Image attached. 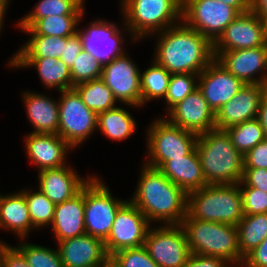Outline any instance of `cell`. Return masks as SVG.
I'll list each match as a JSON object with an SVG mask.
<instances>
[{
	"mask_svg": "<svg viewBox=\"0 0 267 267\" xmlns=\"http://www.w3.org/2000/svg\"><path fill=\"white\" fill-rule=\"evenodd\" d=\"M180 225L192 254L219 257L232 267L242 266L244 257L240 253L237 226L197 220L187 215Z\"/></svg>",
	"mask_w": 267,
	"mask_h": 267,
	"instance_id": "cell-4",
	"label": "cell"
},
{
	"mask_svg": "<svg viewBox=\"0 0 267 267\" xmlns=\"http://www.w3.org/2000/svg\"><path fill=\"white\" fill-rule=\"evenodd\" d=\"M0 267H31L24 254L16 247L0 242Z\"/></svg>",
	"mask_w": 267,
	"mask_h": 267,
	"instance_id": "cell-42",
	"label": "cell"
},
{
	"mask_svg": "<svg viewBox=\"0 0 267 267\" xmlns=\"http://www.w3.org/2000/svg\"><path fill=\"white\" fill-rule=\"evenodd\" d=\"M0 194V229L13 231L20 240L27 238L33 227L25 195L21 191Z\"/></svg>",
	"mask_w": 267,
	"mask_h": 267,
	"instance_id": "cell-27",
	"label": "cell"
},
{
	"mask_svg": "<svg viewBox=\"0 0 267 267\" xmlns=\"http://www.w3.org/2000/svg\"><path fill=\"white\" fill-rule=\"evenodd\" d=\"M236 226L240 253L245 257L267 237V213L244 215Z\"/></svg>",
	"mask_w": 267,
	"mask_h": 267,
	"instance_id": "cell-32",
	"label": "cell"
},
{
	"mask_svg": "<svg viewBox=\"0 0 267 267\" xmlns=\"http://www.w3.org/2000/svg\"><path fill=\"white\" fill-rule=\"evenodd\" d=\"M10 0H0V5H8Z\"/></svg>",
	"mask_w": 267,
	"mask_h": 267,
	"instance_id": "cell-54",
	"label": "cell"
},
{
	"mask_svg": "<svg viewBox=\"0 0 267 267\" xmlns=\"http://www.w3.org/2000/svg\"><path fill=\"white\" fill-rule=\"evenodd\" d=\"M151 226L146 216L128 200L116 213L110 233L104 240L108 256L122 249L143 246Z\"/></svg>",
	"mask_w": 267,
	"mask_h": 267,
	"instance_id": "cell-12",
	"label": "cell"
},
{
	"mask_svg": "<svg viewBox=\"0 0 267 267\" xmlns=\"http://www.w3.org/2000/svg\"><path fill=\"white\" fill-rule=\"evenodd\" d=\"M154 35V60L171 74H200L215 59L213 44L182 21Z\"/></svg>",
	"mask_w": 267,
	"mask_h": 267,
	"instance_id": "cell-1",
	"label": "cell"
},
{
	"mask_svg": "<svg viewBox=\"0 0 267 267\" xmlns=\"http://www.w3.org/2000/svg\"><path fill=\"white\" fill-rule=\"evenodd\" d=\"M266 93V85L245 84L216 113V129L225 130L244 121L256 119L260 101Z\"/></svg>",
	"mask_w": 267,
	"mask_h": 267,
	"instance_id": "cell-19",
	"label": "cell"
},
{
	"mask_svg": "<svg viewBox=\"0 0 267 267\" xmlns=\"http://www.w3.org/2000/svg\"><path fill=\"white\" fill-rule=\"evenodd\" d=\"M20 244L16 247L24 254L31 267H63L58 248L54 250L25 241Z\"/></svg>",
	"mask_w": 267,
	"mask_h": 267,
	"instance_id": "cell-37",
	"label": "cell"
},
{
	"mask_svg": "<svg viewBox=\"0 0 267 267\" xmlns=\"http://www.w3.org/2000/svg\"><path fill=\"white\" fill-rule=\"evenodd\" d=\"M9 64L11 68L34 67L42 84L52 89L63 91L73 88L69 67L57 58H13Z\"/></svg>",
	"mask_w": 267,
	"mask_h": 267,
	"instance_id": "cell-26",
	"label": "cell"
},
{
	"mask_svg": "<svg viewBox=\"0 0 267 267\" xmlns=\"http://www.w3.org/2000/svg\"><path fill=\"white\" fill-rule=\"evenodd\" d=\"M94 267H115L112 259L109 257L107 260H105L103 263L96 265Z\"/></svg>",
	"mask_w": 267,
	"mask_h": 267,
	"instance_id": "cell-52",
	"label": "cell"
},
{
	"mask_svg": "<svg viewBox=\"0 0 267 267\" xmlns=\"http://www.w3.org/2000/svg\"><path fill=\"white\" fill-rule=\"evenodd\" d=\"M242 181L248 186L267 193V169L244 168Z\"/></svg>",
	"mask_w": 267,
	"mask_h": 267,
	"instance_id": "cell-45",
	"label": "cell"
},
{
	"mask_svg": "<svg viewBox=\"0 0 267 267\" xmlns=\"http://www.w3.org/2000/svg\"><path fill=\"white\" fill-rule=\"evenodd\" d=\"M186 215L236 226L244 217L239 184H208L187 193Z\"/></svg>",
	"mask_w": 267,
	"mask_h": 267,
	"instance_id": "cell-5",
	"label": "cell"
},
{
	"mask_svg": "<svg viewBox=\"0 0 267 267\" xmlns=\"http://www.w3.org/2000/svg\"><path fill=\"white\" fill-rule=\"evenodd\" d=\"M244 168L267 169V139H264L244 156Z\"/></svg>",
	"mask_w": 267,
	"mask_h": 267,
	"instance_id": "cell-43",
	"label": "cell"
},
{
	"mask_svg": "<svg viewBox=\"0 0 267 267\" xmlns=\"http://www.w3.org/2000/svg\"><path fill=\"white\" fill-rule=\"evenodd\" d=\"M238 184L244 215L267 213V193L258 188L248 187L242 180Z\"/></svg>",
	"mask_w": 267,
	"mask_h": 267,
	"instance_id": "cell-41",
	"label": "cell"
},
{
	"mask_svg": "<svg viewBox=\"0 0 267 267\" xmlns=\"http://www.w3.org/2000/svg\"><path fill=\"white\" fill-rule=\"evenodd\" d=\"M225 131L237 151L243 156L265 139L263 128L257 119L230 126Z\"/></svg>",
	"mask_w": 267,
	"mask_h": 267,
	"instance_id": "cell-35",
	"label": "cell"
},
{
	"mask_svg": "<svg viewBox=\"0 0 267 267\" xmlns=\"http://www.w3.org/2000/svg\"><path fill=\"white\" fill-rule=\"evenodd\" d=\"M168 114L166 119L170 123L197 135L216 129V113L198 88L174 105Z\"/></svg>",
	"mask_w": 267,
	"mask_h": 267,
	"instance_id": "cell-17",
	"label": "cell"
},
{
	"mask_svg": "<svg viewBox=\"0 0 267 267\" xmlns=\"http://www.w3.org/2000/svg\"><path fill=\"white\" fill-rule=\"evenodd\" d=\"M110 258L115 267H159L144 246L122 249Z\"/></svg>",
	"mask_w": 267,
	"mask_h": 267,
	"instance_id": "cell-40",
	"label": "cell"
},
{
	"mask_svg": "<svg viewBox=\"0 0 267 267\" xmlns=\"http://www.w3.org/2000/svg\"><path fill=\"white\" fill-rule=\"evenodd\" d=\"M137 128V122L128 110L117 107L98 113L97 130L113 141L128 139Z\"/></svg>",
	"mask_w": 267,
	"mask_h": 267,
	"instance_id": "cell-28",
	"label": "cell"
},
{
	"mask_svg": "<svg viewBox=\"0 0 267 267\" xmlns=\"http://www.w3.org/2000/svg\"><path fill=\"white\" fill-rule=\"evenodd\" d=\"M251 11L261 19L267 17V0H251Z\"/></svg>",
	"mask_w": 267,
	"mask_h": 267,
	"instance_id": "cell-50",
	"label": "cell"
},
{
	"mask_svg": "<svg viewBox=\"0 0 267 267\" xmlns=\"http://www.w3.org/2000/svg\"><path fill=\"white\" fill-rule=\"evenodd\" d=\"M142 166L134 196L128 200L150 223L180 225L187 214V193L159 169Z\"/></svg>",
	"mask_w": 267,
	"mask_h": 267,
	"instance_id": "cell-2",
	"label": "cell"
},
{
	"mask_svg": "<svg viewBox=\"0 0 267 267\" xmlns=\"http://www.w3.org/2000/svg\"><path fill=\"white\" fill-rule=\"evenodd\" d=\"M51 231L57 242L86 234L84 223V187L72 198L55 204Z\"/></svg>",
	"mask_w": 267,
	"mask_h": 267,
	"instance_id": "cell-23",
	"label": "cell"
},
{
	"mask_svg": "<svg viewBox=\"0 0 267 267\" xmlns=\"http://www.w3.org/2000/svg\"><path fill=\"white\" fill-rule=\"evenodd\" d=\"M195 148L207 184H237L243 178L244 158L225 130L199 134Z\"/></svg>",
	"mask_w": 267,
	"mask_h": 267,
	"instance_id": "cell-3",
	"label": "cell"
},
{
	"mask_svg": "<svg viewBox=\"0 0 267 267\" xmlns=\"http://www.w3.org/2000/svg\"><path fill=\"white\" fill-rule=\"evenodd\" d=\"M159 170L186 193L208 185L202 172L196 148L183 158H173L166 161Z\"/></svg>",
	"mask_w": 267,
	"mask_h": 267,
	"instance_id": "cell-24",
	"label": "cell"
},
{
	"mask_svg": "<svg viewBox=\"0 0 267 267\" xmlns=\"http://www.w3.org/2000/svg\"><path fill=\"white\" fill-rule=\"evenodd\" d=\"M28 205L30 219L34 229L51 225L54 217L55 204L42 192H32L29 189H21Z\"/></svg>",
	"mask_w": 267,
	"mask_h": 267,
	"instance_id": "cell-36",
	"label": "cell"
},
{
	"mask_svg": "<svg viewBox=\"0 0 267 267\" xmlns=\"http://www.w3.org/2000/svg\"><path fill=\"white\" fill-rule=\"evenodd\" d=\"M83 37L80 32H77L71 37H66L63 52L60 60L63 61L69 69L74 65L77 55L83 49Z\"/></svg>",
	"mask_w": 267,
	"mask_h": 267,
	"instance_id": "cell-44",
	"label": "cell"
},
{
	"mask_svg": "<svg viewBox=\"0 0 267 267\" xmlns=\"http://www.w3.org/2000/svg\"><path fill=\"white\" fill-rule=\"evenodd\" d=\"M85 0H39L33 10L18 21L19 28H30L38 19L53 15H83Z\"/></svg>",
	"mask_w": 267,
	"mask_h": 267,
	"instance_id": "cell-30",
	"label": "cell"
},
{
	"mask_svg": "<svg viewBox=\"0 0 267 267\" xmlns=\"http://www.w3.org/2000/svg\"><path fill=\"white\" fill-rule=\"evenodd\" d=\"M8 6L9 5H0V32L2 30V27L4 26L3 23H4V18L6 15L5 12L7 11Z\"/></svg>",
	"mask_w": 267,
	"mask_h": 267,
	"instance_id": "cell-51",
	"label": "cell"
},
{
	"mask_svg": "<svg viewBox=\"0 0 267 267\" xmlns=\"http://www.w3.org/2000/svg\"><path fill=\"white\" fill-rule=\"evenodd\" d=\"M122 2V3H121ZM124 31L132 41L147 38L181 21L182 0H121Z\"/></svg>",
	"mask_w": 267,
	"mask_h": 267,
	"instance_id": "cell-6",
	"label": "cell"
},
{
	"mask_svg": "<svg viewBox=\"0 0 267 267\" xmlns=\"http://www.w3.org/2000/svg\"><path fill=\"white\" fill-rule=\"evenodd\" d=\"M57 244L63 267H94L109 258L104 241L88 234L69 238Z\"/></svg>",
	"mask_w": 267,
	"mask_h": 267,
	"instance_id": "cell-21",
	"label": "cell"
},
{
	"mask_svg": "<svg viewBox=\"0 0 267 267\" xmlns=\"http://www.w3.org/2000/svg\"><path fill=\"white\" fill-rule=\"evenodd\" d=\"M25 146L29 160L38 168L44 169L66 166L65 158L73 149L59 134L32 133L25 137Z\"/></svg>",
	"mask_w": 267,
	"mask_h": 267,
	"instance_id": "cell-20",
	"label": "cell"
},
{
	"mask_svg": "<svg viewBox=\"0 0 267 267\" xmlns=\"http://www.w3.org/2000/svg\"><path fill=\"white\" fill-rule=\"evenodd\" d=\"M128 200L114 198L105 182L93 176L84 186V223L88 235L108 237L116 213Z\"/></svg>",
	"mask_w": 267,
	"mask_h": 267,
	"instance_id": "cell-8",
	"label": "cell"
},
{
	"mask_svg": "<svg viewBox=\"0 0 267 267\" xmlns=\"http://www.w3.org/2000/svg\"><path fill=\"white\" fill-rule=\"evenodd\" d=\"M214 58L244 84L267 86V44L255 48L218 52ZM256 74L260 76L256 78Z\"/></svg>",
	"mask_w": 267,
	"mask_h": 267,
	"instance_id": "cell-15",
	"label": "cell"
},
{
	"mask_svg": "<svg viewBox=\"0 0 267 267\" xmlns=\"http://www.w3.org/2000/svg\"><path fill=\"white\" fill-rule=\"evenodd\" d=\"M60 93L58 134L77 148L97 130L98 114L87 108L74 88Z\"/></svg>",
	"mask_w": 267,
	"mask_h": 267,
	"instance_id": "cell-9",
	"label": "cell"
},
{
	"mask_svg": "<svg viewBox=\"0 0 267 267\" xmlns=\"http://www.w3.org/2000/svg\"><path fill=\"white\" fill-rule=\"evenodd\" d=\"M73 88L78 92L87 108L97 114L117 107L116 103L118 102L113 92L101 78L80 83Z\"/></svg>",
	"mask_w": 267,
	"mask_h": 267,
	"instance_id": "cell-31",
	"label": "cell"
},
{
	"mask_svg": "<svg viewBox=\"0 0 267 267\" xmlns=\"http://www.w3.org/2000/svg\"><path fill=\"white\" fill-rule=\"evenodd\" d=\"M256 119L261 124L263 131H264V137L265 139H267V93L264 95V97L260 101Z\"/></svg>",
	"mask_w": 267,
	"mask_h": 267,
	"instance_id": "cell-48",
	"label": "cell"
},
{
	"mask_svg": "<svg viewBox=\"0 0 267 267\" xmlns=\"http://www.w3.org/2000/svg\"><path fill=\"white\" fill-rule=\"evenodd\" d=\"M239 14L220 0H182L181 21L212 44Z\"/></svg>",
	"mask_w": 267,
	"mask_h": 267,
	"instance_id": "cell-10",
	"label": "cell"
},
{
	"mask_svg": "<svg viewBox=\"0 0 267 267\" xmlns=\"http://www.w3.org/2000/svg\"><path fill=\"white\" fill-rule=\"evenodd\" d=\"M25 33H29L30 38L26 44L13 55V58H57L60 59L66 43V37L45 36L36 34L31 28H19Z\"/></svg>",
	"mask_w": 267,
	"mask_h": 267,
	"instance_id": "cell-29",
	"label": "cell"
},
{
	"mask_svg": "<svg viewBox=\"0 0 267 267\" xmlns=\"http://www.w3.org/2000/svg\"><path fill=\"white\" fill-rule=\"evenodd\" d=\"M152 122L146 130L148 159L145 165L159 169L166 161L183 158L195 148L197 134L173 125L165 117Z\"/></svg>",
	"mask_w": 267,
	"mask_h": 267,
	"instance_id": "cell-7",
	"label": "cell"
},
{
	"mask_svg": "<svg viewBox=\"0 0 267 267\" xmlns=\"http://www.w3.org/2000/svg\"><path fill=\"white\" fill-rule=\"evenodd\" d=\"M27 117L33 125L32 133L58 134L59 103L44 94L23 92Z\"/></svg>",
	"mask_w": 267,
	"mask_h": 267,
	"instance_id": "cell-25",
	"label": "cell"
},
{
	"mask_svg": "<svg viewBox=\"0 0 267 267\" xmlns=\"http://www.w3.org/2000/svg\"><path fill=\"white\" fill-rule=\"evenodd\" d=\"M241 267H267V237L244 257Z\"/></svg>",
	"mask_w": 267,
	"mask_h": 267,
	"instance_id": "cell-46",
	"label": "cell"
},
{
	"mask_svg": "<svg viewBox=\"0 0 267 267\" xmlns=\"http://www.w3.org/2000/svg\"><path fill=\"white\" fill-rule=\"evenodd\" d=\"M198 88V74L184 73L172 74L165 96L168 112L178 102L184 100L190 93Z\"/></svg>",
	"mask_w": 267,
	"mask_h": 267,
	"instance_id": "cell-38",
	"label": "cell"
},
{
	"mask_svg": "<svg viewBox=\"0 0 267 267\" xmlns=\"http://www.w3.org/2000/svg\"><path fill=\"white\" fill-rule=\"evenodd\" d=\"M234 7L240 14L251 11V0H220Z\"/></svg>",
	"mask_w": 267,
	"mask_h": 267,
	"instance_id": "cell-49",
	"label": "cell"
},
{
	"mask_svg": "<svg viewBox=\"0 0 267 267\" xmlns=\"http://www.w3.org/2000/svg\"><path fill=\"white\" fill-rule=\"evenodd\" d=\"M79 29L84 49L102 65L125 53L122 30L114 22L96 19ZM123 45V46H122Z\"/></svg>",
	"mask_w": 267,
	"mask_h": 267,
	"instance_id": "cell-16",
	"label": "cell"
},
{
	"mask_svg": "<svg viewBox=\"0 0 267 267\" xmlns=\"http://www.w3.org/2000/svg\"><path fill=\"white\" fill-rule=\"evenodd\" d=\"M143 246L159 267H183L191 255L181 225L151 227Z\"/></svg>",
	"mask_w": 267,
	"mask_h": 267,
	"instance_id": "cell-11",
	"label": "cell"
},
{
	"mask_svg": "<svg viewBox=\"0 0 267 267\" xmlns=\"http://www.w3.org/2000/svg\"><path fill=\"white\" fill-rule=\"evenodd\" d=\"M244 85L240 79L222 67L216 59L198 74V89L215 113L229 102Z\"/></svg>",
	"mask_w": 267,
	"mask_h": 267,
	"instance_id": "cell-18",
	"label": "cell"
},
{
	"mask_svg": "<svg viewBox=\"0 0 267 267\" xmlns=\"http://www.w3.org/2000/svg\"><path fill=\"white\" fill-rule=\"evenodd\" d=\"M80 176L70 165L44 169L38 172V189L54 204L62 203L78 194L93 177Z\"/></svg>",
	"mask_w": 267,
	"mask_h": 267,
	"instance_id": "cell-22",
	"label": "cell"
},
{
	"mask_svg": "<svg viewBox=\"0 0 267 267\" xmlns=\"http://www.w3.org/2000/svg\"><path fill=\"white\" fill-rule=\"evenodd\" d=\"M263 21H264L265 40L267 44V17L264 18Z\"/></svg>",
	"mask_w": 267,
	"mask_h": 267,
	"instance_id": "cell-53",
	"label": "cell"
},
{
	"mask_svg": "<svg viewBox=\"0 0 267 267\" xmlns=\"http://www.w3.org/2000/svg\"><path fill=\"white\" fill-rule=\"evenodd\" d=\"M83 15H53L38 19L30 28L38 35L71 37L79 32ZM79 24V25H78Z\"/></svg>",
	"mask_w": 267,
	"mask_h": 267,
	"instance_id": "cell-34",
	"label": "cell"
},
{
	"mask_svg": "<svg viewBox=\"0 0 267 267\" xmlns=\"http://www.w3.org/2000/svg\"><path fill=\"white\" fill-rule=\"evenodd\" d=\"M266 45L264 21L252 11L239 14L213 43L218 52L255 48Z\"/></svg>",
	"mask_w": 267,
	"mask_h": 267,
	"instance_id": "cell-14",
	"label": "cell"
},
{
	"mask_svg": "<svg viewBox=\"0 0 267 267\" xmlns=\"http://www.w3.org/2000/svg\"><path fill=\"white\" fill-rule=\"evenodd\" d=\"M102 67L103 65L83 48L70 69L73 87L80 83L101 78Z\"/></svg>",
	"mask_w": 267,
	"mask_h": 267,
	"instance_id": "cell-39",
	"label": "cell"
},
{
	"mask_svg": "<svg viewBox=\"0 0 267 267\" xmlns=\"http://www.w3.org/2000/svg\"><path fill=\"white\" fill-rule=\"evenodd\" d=\"M140 72L138 65L125 52L103 64L101 79L118 102L140 108Z\"/></svg>",
	"mask_w": 267,
	"mask_h": 267,
	"instance_id": "cell-13",
	"label": "cell"
},
{
	"mask_svg": "<svg viewBox=\"0 0 267 267\" xmlns=\"http://www.w3.org/2000/svg\"><path fill=\"white\" fill-rule=\"evenodd\" d=\"M143 72H140L141 107L153 99H165L171 73L155 60Z\"/></svg>",
	"mask_w": 267,
	"mask_h": 267,
	"instance_id": "cell-33",
	"label": "cell"
},
{
	"mask_svg": "<svg viewBox=\"0 0 267 267\" xmlns=\"http://www.w3.org/2000/svg\"><path fill=\"white\" fill-rule=\"evenodd\" d=\"M183 267H232L224 259L214 256L192 254Z\"/></svg>",
	"mask_w": 267,
	"mask_h": 267,
	"instance_id": "cell-47",
	"label": "cell"
}]
</instances>
